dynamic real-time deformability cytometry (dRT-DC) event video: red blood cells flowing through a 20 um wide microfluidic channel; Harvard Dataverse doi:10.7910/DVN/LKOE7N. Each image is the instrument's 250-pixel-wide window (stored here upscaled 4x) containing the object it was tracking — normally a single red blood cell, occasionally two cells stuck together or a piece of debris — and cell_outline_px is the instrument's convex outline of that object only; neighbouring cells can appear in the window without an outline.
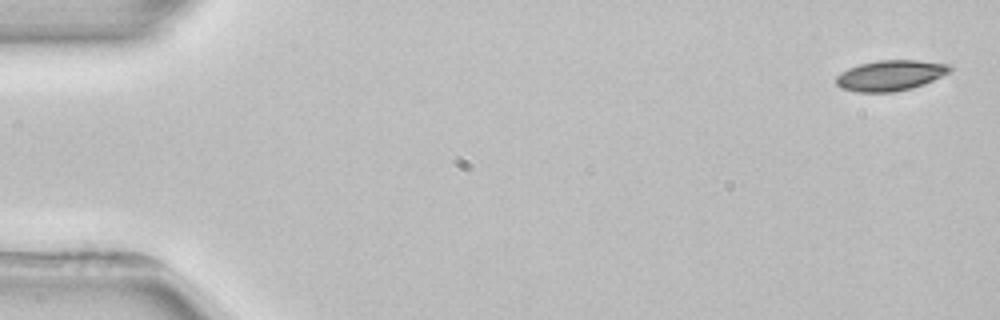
{"species": "common noctule bat (a hibernating species)", "species_latin": "Nyctalus noctula", "temperature_condition": "room temperature", "stored_images_in_passage": 4, "camera_frame_rate_fps": 3000, "um_per_image_px": 0.085, "animal": {"sex": "female", "body_mass_g": 22.7, "forearm_length_mm": 54.2}, "frame": {"image": 1, "passage_image": 1, "time_ms": 0.0, "image_size_px": [1000, 320], "cell_outline_px": [[956, 68], [924, 84], [912, 88], [892, 92], [856, 92], [840, 88], [836, 84], [836, 76], [840, 72], [848, 68], [860, 64], [880, 60], [916, 60], [948, 64]], "centroid_in_image_um": [75.66, 6.41], "position_along_channel_um": 9.3, "area_um2": 20.23}}
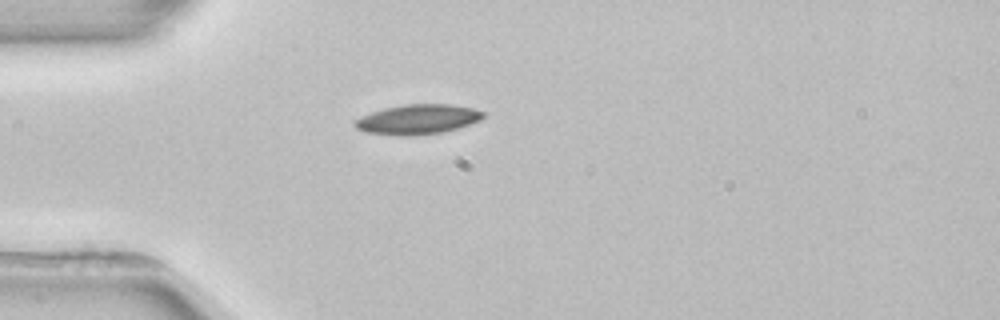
{"frame": {"image": 2, "passage_image": 4, "time_ms": 4.333, "image_size_px": [1000, 320], "cell_outline_px": [[484, 116], [480, 120], [444, 132], [416, 136], [400, 136], [364, 132], [356, 128], [352, 124], [360, 116], [384, 108], [404, 104], [452, 104], [472, 108], [484, 112]], "centroid_in_image_um": [35.47, 10.15], "position_along_channel_um": 49.5, "area_um2": 22.43}}